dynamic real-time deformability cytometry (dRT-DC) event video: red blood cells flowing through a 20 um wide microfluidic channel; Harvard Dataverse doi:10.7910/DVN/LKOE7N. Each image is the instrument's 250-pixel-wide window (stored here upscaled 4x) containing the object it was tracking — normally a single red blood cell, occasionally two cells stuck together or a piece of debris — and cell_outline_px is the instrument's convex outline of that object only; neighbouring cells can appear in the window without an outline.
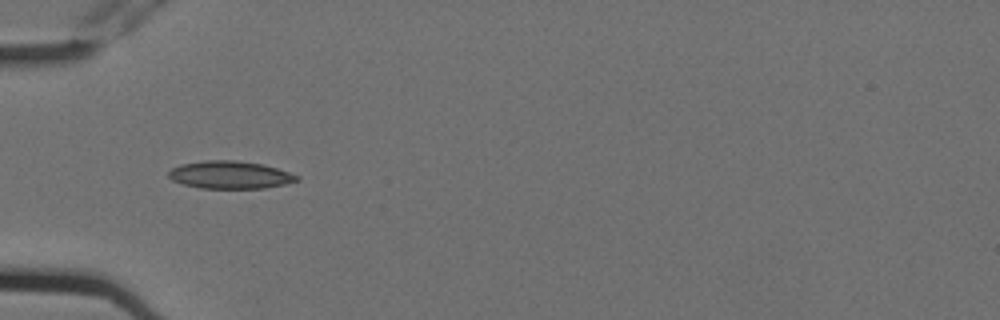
{"species": "Egyptian fruit bat (a non-hibernating species)", "species_latin": "Rousettus aegyptiacus", "temperature_condition": "cold", "stored_images_in_passage": 9, "camera_frame_rate_fps": 3000, "um_per_image_px": 0.085, "animal": {"sex": "female"}, "frame": {"image": 1, "passage_image": 1, "time_ms": 0.0, "image_size_px": [1000, 320], "cell_outline_px": [[300, 180], [284, 184], [264, 188], [200, 188], [184, 184], [172, 180], [168, 176], [168, 172], [172, 168], [180, 164], [204, 160], [236, 160], [260, 164], [276, 168], [300, 176]], "centroid_in_image_um": [19.54, 14.86], "position_along_channel_um": 65.5, "area_um2": 20.58}}
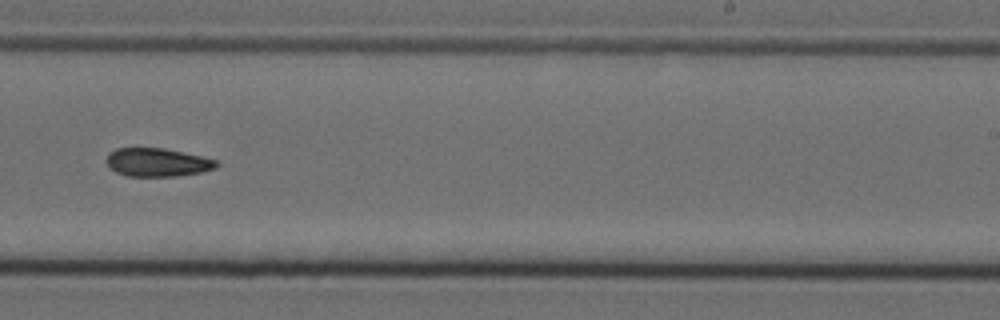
{"frame": {"image": 2, "passage_image": 6, "time_ms": 1.667, "image_size_px": [1000, 320], "cell_outline_px": [[220, 164], [216, 168], [200, 172], [176, 176], [128, 176], [116, 172], [108, 168], [104, 160], [108, 152], [116, 148], [164, 148], [200, 156], [216, 160]], "centroid_in_image_um": [13.31, 13.8], "position_along_channel_um": 275.7, "area_um2": 18.32}}
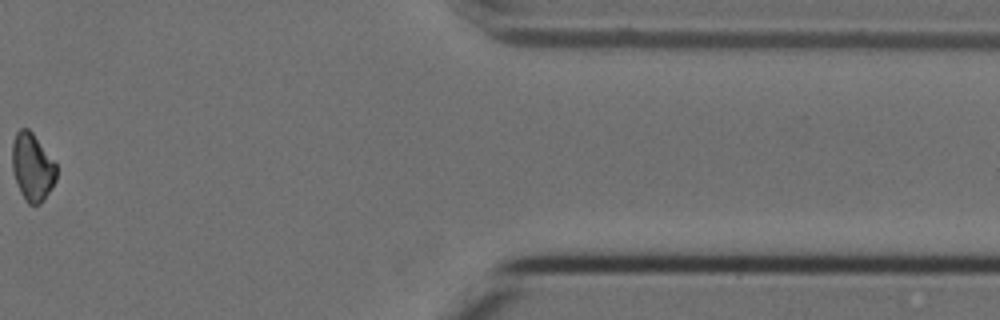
{"frame": {"image": 3, "passage_image": 9, "time_ms": 2.667, "image_size_px": [1000, 320], "cell_outline_px": [[56, 180], [52, 188], [44, 200], [40, 204], [28, 204], [24, 200], [16, 184], [12, 172], [12, 144], [16, 132], [20, 128], [28, 128], [32, 132], [56, 164]], "centroid_in_image_um": [2.73, 14.23], "position_along_channel_um": 408.7, "area_um2": 17.57}}